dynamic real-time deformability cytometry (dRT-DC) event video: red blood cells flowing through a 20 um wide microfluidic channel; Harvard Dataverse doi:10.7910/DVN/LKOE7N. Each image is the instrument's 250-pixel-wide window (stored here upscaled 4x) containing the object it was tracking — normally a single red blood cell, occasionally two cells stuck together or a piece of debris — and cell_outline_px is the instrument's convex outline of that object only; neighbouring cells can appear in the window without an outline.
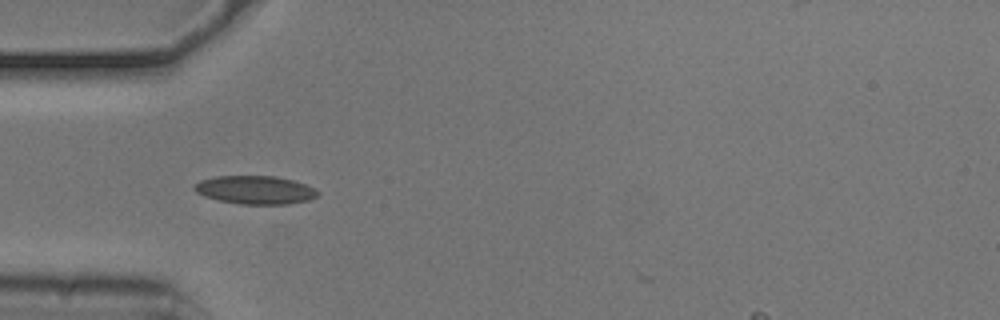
{"species": "common noctule bat (a hibernating species)", "species_latin": "Nyctalus noctula", "temperature_condition": "cold", "stored_images_in_passage": 6, "camera_frame_rate_fps": 3000, "um_per_image_px": 0.085, "animal": {"sex": "male", "body_mass_g": 20.5, "forearm_length_mm": 52.5}, "frame": {"image": 1, "passage_image": 2, "time_ms": 0.333, "image_size_px": [1000, 320], "cell_outline_px": [[320, 192], [316, 196], [308, 200], [288, 204], [240, 204], [220, 200], [204, 196], [196, 192], [192, 188], [192, 184], [200, 180], [216, 176], [276, 176], [292, 180], [316, 188]], "centroid_in_image_um": [21.67, 16.14], "position_along_channel_um": 63.3, "area_um2": 20.4}}
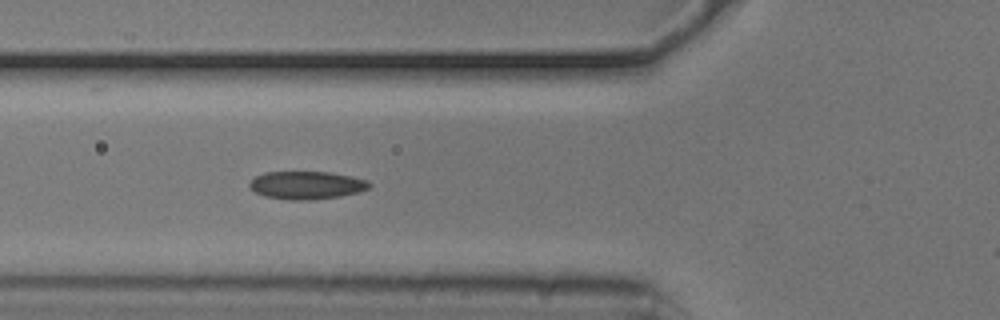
{"frame": {"image": 2, "passage_image": 5, "time_ms": 1.333, "image_size_px": [1000, 320], "cell_outline_px": [[372, 184], [368, 188], [360, 192], [340, 196], [308, 200], [288, 200], [264, 196], [256, 192], [248, 184], [256, 176], [264, 172], [328, 172], [352, 176], [368, 180]], "centroid_in_image_um": [26.09, 15.74], "position_along_channel_um": 99.7, "area_um2": 19.48}}